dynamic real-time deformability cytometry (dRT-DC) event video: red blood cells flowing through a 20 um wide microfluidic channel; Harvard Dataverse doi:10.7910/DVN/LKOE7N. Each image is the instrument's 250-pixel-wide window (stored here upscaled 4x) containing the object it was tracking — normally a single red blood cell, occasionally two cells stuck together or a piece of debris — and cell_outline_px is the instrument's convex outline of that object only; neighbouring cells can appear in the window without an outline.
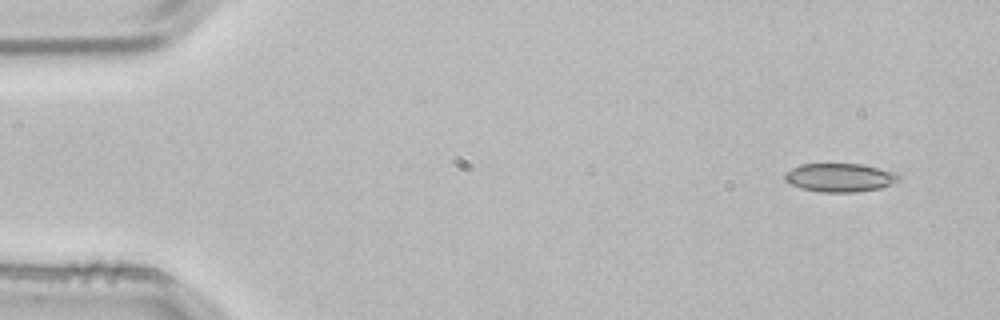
{"species": "common noctule bat (a hibernating species)", "species_latin": "Nyctalus noctula", "temperature_condition": "room temperature", "stored_images_in_passage": 3, "camera_frame_rate_fps": 3000, "um_per_image_px": 0.085, "animal": {"sex": "male", "body_mass_g": 21.5, "forearm_length_mm": 52.0}, "frame": {"image": 1, "passage_image": 1, "time_ms": 0.0, "image_size_px": [1000, 320], "cell_outline_px": [[900, 180], [880, 188], [852, 192], [820, 192], [800, 188], [784, 180], [784, 176], [792, 168], [800, 164], [860, 164], [880, 168], [896, 172], [900, 176]], "centroid_in_image_um": [71.4, 15.09], "position_along_channel_um": 13.6, "area_um2": 18.84}}
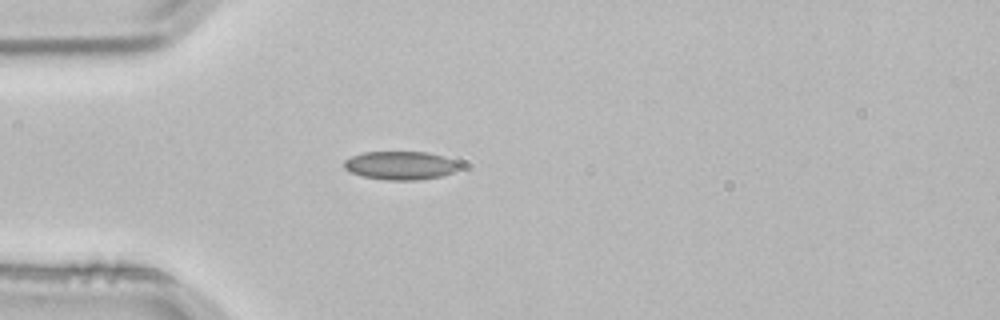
{"frame": {"image": 2, "passage_image": 3, "time_ms": 0.667, "image_size_px": [1000, 320], "cell_outline_px": [[460, 168], [452, 172], [440, 176], [420, 180], [384, 180], [364, 176], [352, 172], [344, 168], [344, 160], [352, 156], [364, 152], [428, 152], [452, 160], [460, 164]], "centroid_in_image_um": [34.02, 14.07], "position_along_channel_um": 51.0, "area_um2": 18.9}}